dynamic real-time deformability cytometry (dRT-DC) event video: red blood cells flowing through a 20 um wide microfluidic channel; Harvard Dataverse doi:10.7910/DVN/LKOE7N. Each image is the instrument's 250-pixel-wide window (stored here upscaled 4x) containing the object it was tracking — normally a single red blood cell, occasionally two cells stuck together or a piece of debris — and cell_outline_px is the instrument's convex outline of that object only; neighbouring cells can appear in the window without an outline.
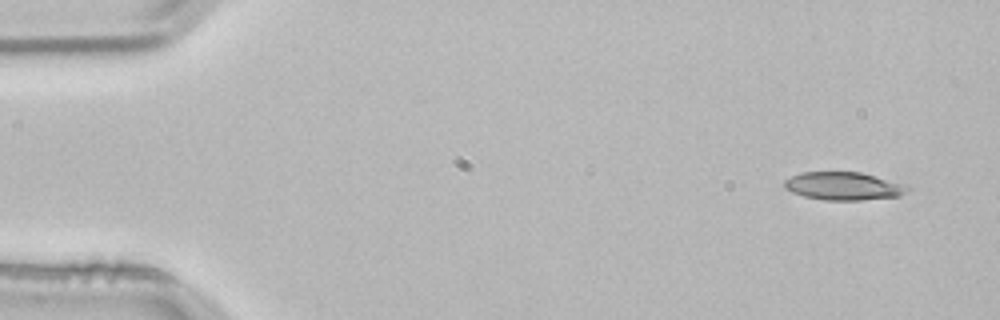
{"species": "common noctule bat (a hibernating species)", "species_latin": "Nyctalus noctula", "temperature_condition": "room temperature", "stored_images_in_passage": 3, "camera_frame_rate_fps": 3000, "um_per_image_px": 0.085, "animal": {"sex": "male", "body_mass_g": 21.5, "forearm_length_mm": 52.0}, "frame": {"image": 1, "passage_image": 1, "time_ms": 0.0, "image_size_px": [1000, 320], "cell_outline_px": [[912, 188], [908, 192], [900, 196], [860, 200], [824, 200], [804, 196], [792, 192], [784, 188], [784, 180], [800, 172], [860, 172], [908, 184]], "centroid_in_image_um": [71.76, 15.81], "position_along_channel_um": 13.2, "area_um2": 20.35}}
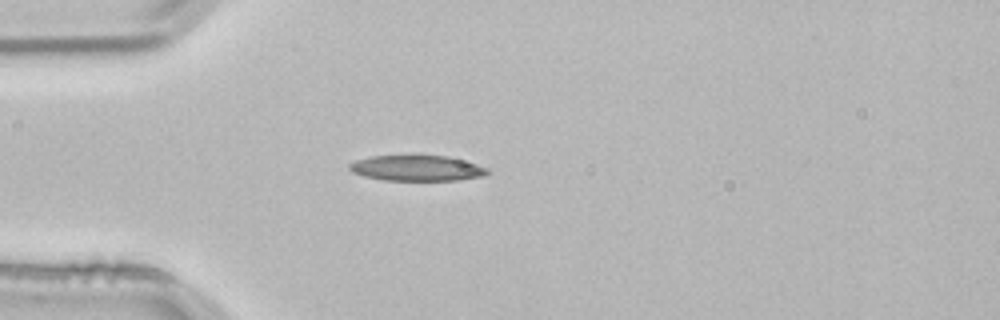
{"frame": {"image": 2, "passage_image": 3, "time_ms": 0.667, "image_size_px": [1000, 320], "cell_outline_px": [[488, 172], [484, 176], [460, 180], [384, 180], [364, 176], [352, 172], [348, 168], [348, 164], [356, 160], [372, 156], [448, 156], [476, 164], [488, 168]], "centroid_in_image_um": [35.42, 14.3], "position_along_channel_um": 49.6, "area_um2": 20.4}}